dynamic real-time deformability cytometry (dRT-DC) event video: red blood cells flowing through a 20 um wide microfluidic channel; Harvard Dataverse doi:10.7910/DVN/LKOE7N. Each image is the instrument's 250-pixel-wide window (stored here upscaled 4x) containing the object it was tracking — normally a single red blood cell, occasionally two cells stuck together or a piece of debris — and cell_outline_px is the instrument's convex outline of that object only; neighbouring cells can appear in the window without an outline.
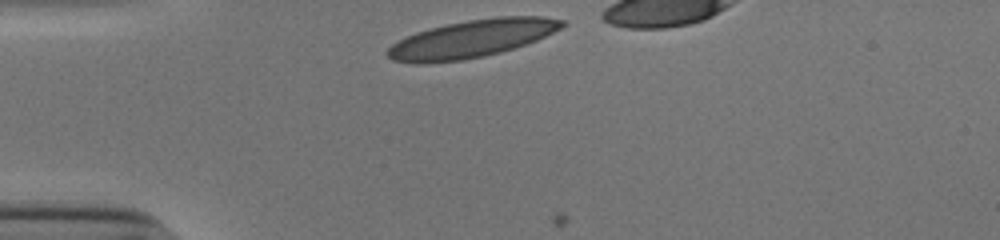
{"species": "human", "species_latin": "Homo sapiens", "temperature_condition": "cold", "stored_images_in_passage": 29, "camera_frame_rate_fps": 3000, "um_per_image_px": 0.085, "donor": {"sex": "male"}, "frame": {"image": 1, "passage_image": 1, "time_ms": 0.0, "image_size_px": [1000, 240], "cell_outline_px": [[568, 24], [536, 40], [500, 52], [484, 56], [460, 60], [420, 64], [412, 64], [392, 60], [384, 52], [392, 44], [416, 32], [448, 24], [468, 20], [496, 16], [544, 16], [564, 20]], "centroid_in_image_um": [40.08, 3.29], "position_along_channel_um": 44.9, "area_um2": 38.03}}
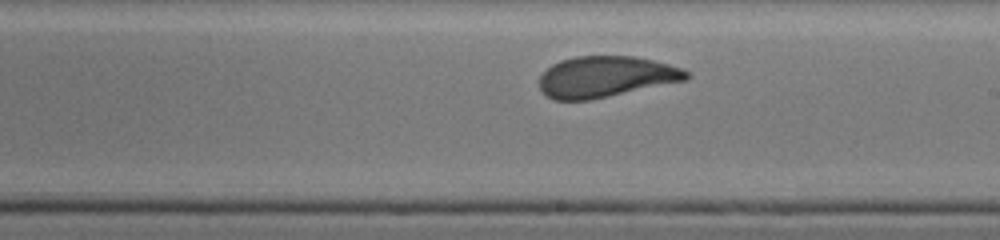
{"frame": {"image": 2, "passage_image": 18, "time_ms": 5.667, "image_size_px": [1000, 240], "cell_outline_px": [[692, 72], [688, 80], [592, 100], [552, 100], [540, 88], [540, 76], [552, 64], [560, 60], [576, 56], [632, 56], [652, 60], [684, 68]], "centroid_in_image_um": [51.54, 6.53], "position_along_channel_um": 237.5, "area_um2": 35.43}}
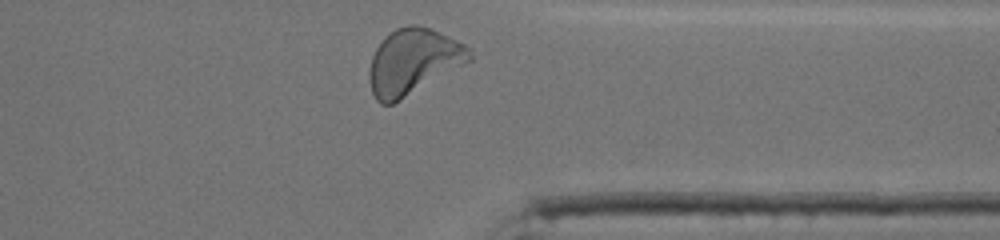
{"frame": {"image": 3, "passage_image": 29, "time_ms": 9.333, "image_size_px": [1000, 240], "cell_outline_px": [[472, 60], [392, 104], [380, 104], [376, 100], [372, 92], [368, 76], [372, 56], [376, 48], [396, 28], [408, 24], [416, 24], [428, 28], [456, 40], [464, 44], [468, 48], [472, 56]], "centroid_in_image_um": [35.1, 5.24], "position_along_channel_um": 376.3, "area_um2": 37.63}, "authors_computed_cell_mechanics": {"area_um2": 36.125, "velocity_mm_per_s": 3.8593, "shape_relaxation_time_tau1_ms": 3.0582, "shape_relaxation_time_tau2_ms": 0.7809, "deformation_change_tau1": 0.1612, "deformation_change_tau2": 0.0757}}